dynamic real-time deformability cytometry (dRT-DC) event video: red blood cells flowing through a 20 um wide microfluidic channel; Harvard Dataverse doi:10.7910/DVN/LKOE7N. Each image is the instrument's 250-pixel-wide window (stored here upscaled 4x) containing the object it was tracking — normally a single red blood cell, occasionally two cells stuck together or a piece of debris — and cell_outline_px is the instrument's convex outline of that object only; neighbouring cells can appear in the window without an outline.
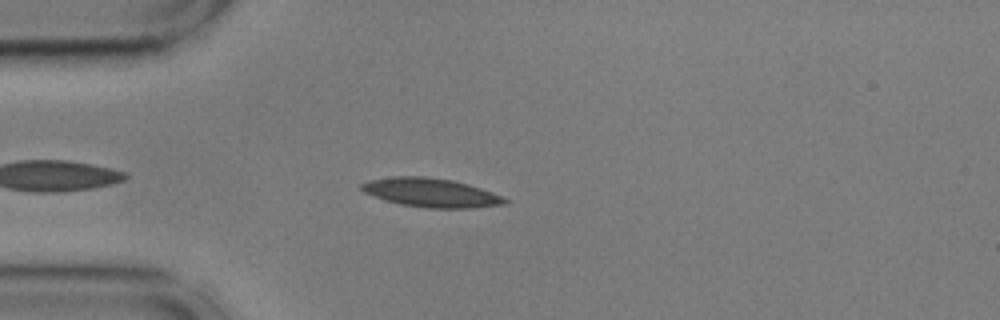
{"species": "common noctule bat (a hibernating species)", "species_latin": "Nyctalus noctula", "temperature_condition": "cold", "stored_images_in_passage": 46, "camera_frame_rate_fps": 3000, "um_per_image_px": 0.085, "animal": {"sex": "male", "body_mass_g": 17.9, "forearm_length_mm": 54.2}, "frame": {"image": 1, "passage_image": 5, "time_ms": 1.333, "image_size_px": [1000, 320], "cell_outline_px": [[508, 204], [472, 208], [424, 208], [400, 204], [384, 200], [364, 192], [360, 188], [360, 184], [372, 180], [396, 176], [424, 176], [452, 180], [468, 184], [492, 192], [508, 200]], "centroid_in_image_um": [36.64, 16.38], "position_along_channel_um": 48.4, "area_um2": 24.04}}
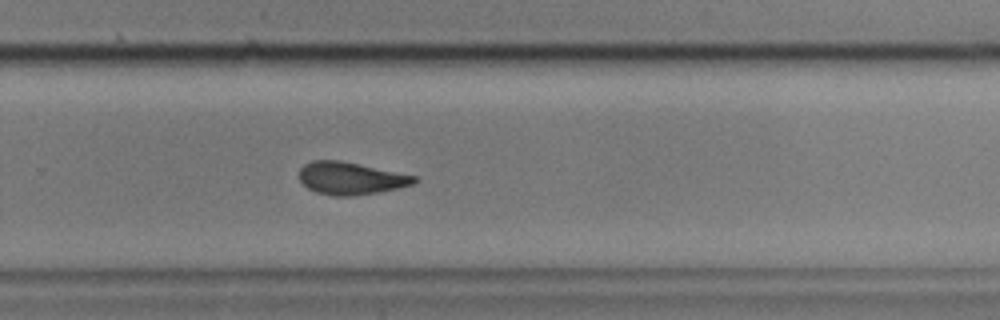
{"frame": {"image": 2, "passage_image": 27, "time_ms": 8.667, "image_size_px": [1000, 320], "cell_outline_px": [[420, 180], [412, 184], [396, 188], [376, 192], [352, 196], [332, 196], [316, 192], [308, 188], [300, 180], [300, 168], [304, 164], [312, 160], [340, 160], [416, 176]], "centroid_in_image_um": [29.78, 15.15], "position_along_channel_um": 300.0, "area_um2": 21.56}}
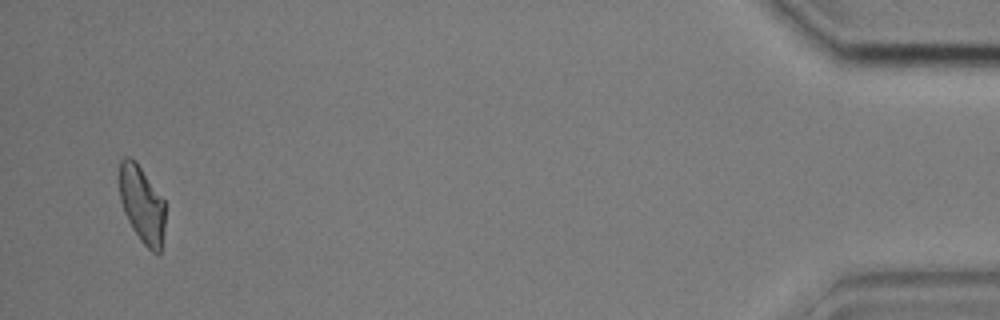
{"frame": {"image": 3, "passage_image": 44, "time_ms": 14.333, "image_size_px": [1000, 320], "cell_outline_px": [[164, 228], [160, 252], [152, 252], [140, 240], [132, 228], [124, 212], [120, 200], [120, 160], [124, 156], [128, 156], [136, 160], [164, 200]], "centroid_in_image_um": [12.05, 17.34], "position_along_channel_um": 423.1, "area_um2": 20.4}, "authors_computed_cell_mechanics": {"area_um2": 22.3686, "velocity_mm_per_s": 3.6009, "shape_relaxation_time_tau1_ms": 5.8583, "shape_relaxation_time_tau2_ms": 3.5071, "deformation_change_tau1": 0.1473, "deformation_change_tau2": 0.102}}